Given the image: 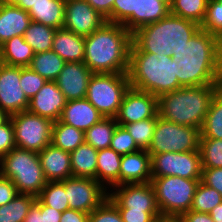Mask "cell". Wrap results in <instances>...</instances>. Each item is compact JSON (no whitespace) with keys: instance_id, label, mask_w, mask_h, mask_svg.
Wrapping results in <instances>:
<instances>
[{"instance_id":"44dd1931","label":"cell","mask_w":222,"mask_h":222,"mask_svg":"<svg viewBox=\"0 0 222 222\" xmlns=\"http://www.w3.org/2000/svg\"><path fill=\"white\" fill-rule=\"evenodd\" d=\"M151 155L145 149L122 155L119 185L151 182Z\"/></svg>"},{"instance_id":"b9f144b4","label":"cell","mask_w":222,"mask_h":222,"mask_svg":"<svg viewBox=\"0 0 222 222\" xmlns=\"http://www.w3.org/2000/svg\"><path fill=\"white\" fill-rule=\"evenodd\" d=\"M110 148L120 155L137 152L140 148L124 126L117 125L113 133Z\"/></svg>"},{"instance_id":"277c9868","label":"cell","mask_w":222,"mask_h":222,"mask_svg":"<svg viewBox=\"0 0 222 222\" xmlns=\"http://www.w3.org/2000/svg\"><path fill=\"white\" fill-rule=\"evenodd\" d=\"M177 60L170 56L130 52L128 77L130 87L146 91L159 97L162 94L178 90Z\"/></svg>"},{"instance_id":"db71d44e","label":"cell","mask_w":222,"mask_h":222,"mask_svg":"<svg viewBox=\"0 0 222 222\" xmlns=\"http://www.w3.org/2000/svg\"><path fill=\"white\" fill-rule=\"evenodd\" d=\"M41 214L43 215V222H60L62 212L41 202Z\"/></svg>"},{"instance_id":"60d3db41","label":"cell","mask_w":222,"mask_h":222,"mask_svg":"<svg viewBox=\"0 0 222 222\" xmlns=\"http://www.w3.org/2000/svg\"><path fill=\"white\" fill-rule=\"evenodd\" d=\"M201 29L219 36L222 33V0H209Z\"/></svg>"},{"instance_id":"30bf717a","label":"cell","mask_w":222,"mask_h":222,"mask_svg":"<svg viewBox=\"0 0 222 222\" xmlns=\"http://www.w3.org/2000/svg\"><path fill=\"white\" fill-rule=\"evenodd\" d=\"M18 148L39 153L51 144L53 121L39 115L22 111L10 115Z\"/></svg>"},{"instance_id":"ac0fdd59","label":"cell","mask_w":222,"mask_h":222,"mask_svg":"<svg viewBox=\"0 0 222 222\" xmlns=\"http://www.w3.org/2000/svg\"><path fill=\"white\" fill-rule=\"evenodd\" d=\"M93 72L84 62H66L56 79V84L67 101L86 97Z\"/></svg>"},{"instance_id":"6da1fadb","label":"cell","mask_w":222,"mask_h":222,"mask_svg":"<svg viewBox=\"0 0 222 222\" xmlns=\"http://www.w3.org/2000/svg\"><path fill=\"white\" fill-rule=\"evenodd\" d=\"M132 33L105 22L85 37L84 63L93 73H128Z\"/></svg>"},{"instance_id":"f5cc1de1","label":"cell","mask_w":222,"mask_h":222,"mask_svg":"<svg viewBox=\"0 0 222 222\" xmlns=\"http://www.w3.org/2000/svg\"><path fill=\"white\" fill-rule=\"evenodd\" d=\"M184 222H214L209 213H199L192 210L180 216Z\"/></svg>"},{"instance_id":"9c48e42d","label":"cell","mask_w":222,"mask_h":222,"mask_svg":"<svg viewBox=\"0 0 222 222\" xmlns=\"http://www.w3.org/2000/svg\"><path fill=\"white\" fill-rule=\"evenodd\" d=\"M200 138L201 129L179 125L158 116L147 152L154 155L168 152L200 151Z\"/></svg>"},{"instance_id":"91938a15","label":"cell","mask_w":222,"mask_h":222,"mask_svg":"<svg viewBox=\"0 0 222 222\" xmlns=\"http://www.w3.org/2000/svg\"><path fill=\"white\" fill-rule=\"evenodd\" d=\"M218 37V51H219V56L220 60L222 61V33L217 36Z\"/></svg>"},{"instance_id":"6f0895ef","label":"cell","mask_w":222,"mask_h":222,"mask_svg":"<svg viewBox=\"0 0 222 222\" xmlns=\"http://www.w3.org/2000/svg\"><path fill=\"white\" fill-rule=\"evenodd\" d=\"M36 1L37 0H19L16 5L25 11H29Z\"/></svg>"},{"instance_id":"8fae6325","label":"cell","mask_w":222,"mask_h":222,"mask_svg":"<svg viewBox=\"0 0 222 222\" xmlns=\"http://www.w3.org/2000/svg\"><path fill=\"white\" fill-rule=\"evenodd\" d=\"M152 177L178 176L201 179L202 162L200 151L168 152L151 155Z\"/></svg>"},{"instance_id":"f546056e","label":"cell","mask_w":222,"mask_h":222,"mask_svg":"<svg viewBox=\"0 0 222 222\" xmlns=\"http://www.w3.org/2000/svg\"><path fill=\"white\" fill-rule=\"evenodd\" d=\"M85 142L84 131L60 120L53 123L51 143L63 151L72 152Z\"/></svg>"},{"instance_id":"d6986e66","label":"cell","mask_w":222,"mask_h":222,"mask_svg":"<svg viewBox=\"0 0 222 222\" xmlns=\"http://www.w3.org/2000/svg\"><path fill=\"white\" fill-rule=\"evenodd\" d=\"M67 100L56 84V81H46L39 92L29 100L27 111L56 122Z\"/></svg>"},{"instance_id":"4fadbf2b","label":"cell","mask_w":222,"mask_h":222,"mask_svg":"<svg viewBox=\"0 0 222 222\" xmlns=\"http://www.w3.org/2000/svg\"><path fill=\"white\" fill-rule=\"evenodd\" d=\"M158 117V97L130 87L122 100L117 115L114 117L118 125L124 126Z\"/></svg>"},{"instance_id":"ab89813d","label":"cell","mask_w":222,"mask_h":222,"mask_svg":"<svg viewBox=\"0 0 222 222\" xmlns=\"http://www.w3.org/2000/svg\"><path fill=\"white\" fill-rule=\"evenodd\" d=\"M157 118H148L138 122L125 124V129L140 149L147 150L151 144Z\"/></svg>"},{"instance_id":"816d5d0a","label":"cell","mask_w":222,"mask_h":222,"mask_svg":"<svg viewBox=\"0 0 222 222\" xmlns=\"http://www.w3.org/2000/svg\"><path fill=\"white\" fill-rule=\"evenodd\" d=\"M23 222H43V215L41 214V201L38 198H36V201L30 207Z\"/></svg>"},{"instance_id":"680465c9","label":"cell","mask_w":222,"mask_h":222,"mask_svg":"<svg viewBox=\"0 0 222 222\" xmlns=\"http://www.w3.org/2000/svg\"><path fill=\"white\" fill-rule=\"evenodd\" d=\"M9 118L10 116L5 111L0 109V125L5 123Z\"/></svg>"},{"instance_id":"cb8c5ba5","label":"cell","mask_w":222,"mask_h":222,"mask_svg":"<svg viewBox=\"0 0 222 222\" xmlns=\"http://www.w3.org/2000/svg\"><path fill=\"white\" fill-rule=\"evenodd\" d=\"M30 22L28 11L17 5L0 4V46L14 36H24Z\"/></svg>"},{"instance_id":"d4e9b609","label":"cell","mask_w":222,"mask_h":222,"mask_svg":"<svg viewBox=\"0 0 222 222\" xmlns=\"http://www.w3.org/2000/svg\"><path fill=\"white\" fill-rule=\"evenodd\" d=\"M85 37L79 36L64 28L56 29L52 50L65 62L84 61Z\"/></svg>"},{"instance_id":"94428289","label":"cell","mask_w":222,"mask_h":222,"mask_svg":"<svg viewBox=\"0 0 222 222\" xmlns=\"http://www.w3.org/2000/svg\"><path fill=\"white\" fill-rule=\"evenodd\" d=\"M19 0H0V4L16 5Z\"/></svg>"},{"instance_id":"74e56055","label":"cell","mask_w":222,"mask_h":222,"mask_svg":"<svg viewBox=\"0 0 222 222\" xmlns=\"http://www.w3.org/2000/svg\"><path fill=\"white\" fill-rule=\"evenodd\" d=\"M222 202V195L214 188L200 181L193 197L190 210L199 213H209Z\"/></svg>"},{"instance_id":"7bdbcfd3","label":"cell","mask_w":222,"mask_h":222,"mask_svg":"<svg viewBox=\"0 0 222 222\" xmlns=\"http://www.w3.org/2000/svg\"><path fill=\"white\" fill-rule=\"evenodd\" d=\"M46 81L30 67H21L20 87L29 100L39 92Z\"/></svg>"},{"instance_id":"52a82bcc","label":"cell","mask_w":222,"mask_h":222,"mask_svg":"<svg viewBox=\"0 0 222 222\" xmlns=\"http://www.w3.org/2000/svg\"><path fill=\"white\" fill-rule=\"evenodd\" d=\"M129 88L127 73H93L85 98L103 117H115Z\"/></svg>"},{"instance_id":"bcb514c9","label":"cell","mask_w":222,"mask_h":222,"mask_svg":"<svg viewBox=\"0 0 222 222\" xmlns=\"http://www.w3.org/2000/svg\"><path fill=\"white\" fill-rule=\"evenodd\" d=\"M15 147L17 146L15 143L14 127L9 118L5 123L0 125V159Z\"/></svg>"},{"instance_id":"3957f363","label":"cell","mask_w":222,"mask_h":222,"mask_svg":"<svg viewBox=\"0 0 222 222\" xmlns=\"http://www.w3.org/2000/svg\"><path fill=\"white\" fill-rule=\"evenodd\" d=\"M222 84L181 87L158 97V116L183 126L201 129L215 93Z\"/></svg>"},{"instance_id":"f6af8a7d","label":"cell","mask_w":222,"mask_h":222,"mask_svg":"<svg viewBox=\"0 0 222 222\" xmlns=\"http://www.w3.org/2000/svg\"><path fill=\"white\" fill-rule=\"evenodd\" d=\"M123 222H155L161 215L159 210L118 209Z\"/></svg>"},{"instance_id":"7dc6e473","label":"cell","mask_w":222,"mask_h":222,"mask_svg":"<svg viewBox=\"0 0 222 222\" xmlns=\"http://www.w3.org/2000/svg\"><path fill=\"white\" fill-rule=\"evenodd\" d=\"M201 181L222 195V168L202 169Z\"/></svg>"},{"instance_id":"e575fe53","label":"cell","mask_w":222,"mask_h":222,"mask_svg":"<svg viewBox=\"0 0 222 222\" xmlns=\"http://www.w3.org/2000/svg\"><path fill=\"white\" fill-rule=\"evenodd\" d=\"M36 196L18 193L8 204L0 206V222H23Z\"/></svg>"},{"instance_id":"ffe728a7","label":"cell","mask_w":222,"mask_h":222,"mask_svg":"<svg viewBox=\"0 0 222 222\" xmlns=\"http://www.w3.org/2000/svg\"><path fill=\"white\" fill-rule=\"evenodd\" d=\"M175 60L192 62H222L218 51V37L199 29L188 40L180 55H173Z\"/></svg>"},{"instance_id":"9f6ffc18","label":"cell","mask_w":222,"mask_h":222,"mask_svg":"<svg viewBox=\"0 0 222 222\" xmlns=\"http://www.w3.org/2000/svg\"><path fill=\"white\" fill-rule=\"evenodd\" d=\"M155 222H184L180 216H160Z\"/></svg>"},{"instance_id":"ee69618b","label":"cell","mask_w":222,"mask_h":222,"mask_svg":"<svg viewBox=\"0 0 222 222\" xmlns=\"http://www.w3.org/2000/svg\"><path fill=\"white\" fill-rule=\"evenodd\" d=\"M88 222H123L117 206L107 198L89 214Z\"/></svg>"},{"instance_id":"11a10c76","label":"cell","mask_w":222,"mask_h":222,"mask_svg":"<svg viewBox=\"0 0 222 222\" xmlns=\"http://www.w3.org/2000/svg\"><path fill=\"white\" fill-rule=\"evenodd\" d=\"M209 215L214 222H222V202L219 203L215 208H213Z\"/></svg>"},{"instance_id":"8d00e7d4","label":"cell","mask_w":222,"mask_h":222,"mask_svg":"<svg viewBox=\"0 0 222 222\" xmlns=\"http://www.w3.org/2000/svg\"><path fill=\"white\" fill-rule=\"evenodd\" d=\"M37 198L44 205L52 207L59 212L69 209L68 198L65 193V180L47 182Z\"/></svg>"},{"instance_id":"9a60e30c","label":"cell","mask_w":222,"mask_h":222,"mask_svg":"<svg viewBox=\"0 0 222 222\" xmlns=\"http://www.w3.org/2000/svg\"><path fill=\"white\" fill-rule=\"evenodd\" d=\"M113 188L109 189L108 198L118 209L159 210L151 182L123 184Z\"/></svg>"},{"instance_id":"681fc988","label":"cell","mask_w":222,"mask_h":222,"mask_svg":"<svg viewBox=\"0 0 222 222\" xmlns=\"http://www.w3.org/2000/svg\"><path fill=\"white\" fill-rule=\"evenodd\" d=\"M99 14H101L106 22L111 23V12L115 0H86Z\"/></svg>"},{"instance_id":"1f68e13d","label":"cell","mask_w":222,"mask_h":222,"mask_svg":"<svg viewBox=\"0 0 222 222\" xmlns=\"http://www.w3.org/2000/svg\"><path fill=\"white\" fill-rule=\"evenodd\" d=\"M118 123L114 117H104L84 132L85 142L96 150L110 148L113 133Z\"/></svg>"},{"instance_id":"4dcf8cb0","label":"cell","mask_w":222,"mask_h":222,"mask_svg":"<svg viewBox=\"0 0 222 222\" xmlns=\"http://www.w3.org/2000/svg\"><path fill=\"white\" fill-rule=\"evenodd\" d=\"M66 62L53 50L34 54L30 68L47 81H56Z\"/></svg>"},{"instance_id":"7a4b0ae2","label":"cell","mask_w":222,"mask_h":222,"mask_svg":"<svg viewBox=\"0 0 222 222\" xmlns=\"http://www.w3.org/2000/svg\"><path fill=\"white\" fill-rule=\"evenodd\" d=\"M201 28L193 21L169 13L132 33L130 52L180 55L188 40Z\"/></svg>"},{"instance_id":"4316f807","label":"cell","mask_w":222,"mask_h":222,"mask_svg":"<svg viewBox=\"0 0 222 222\" xmlns=\"http://www.w3.org/2000/svg\"><path fill=\"white\" fill-rule=\"evenodd\" d=\"M121 157L111 148L98 150L96 180L105 188L119 185Z\"/></svg>"},{"instance_id":"7402d4cb","label":"cell","mask_w":222,"mask_h":222,"mask_svg":"<svg viewBox=\"0 0 222 222\" xmlns=\"http://www.w3.org/2000/svg\"><path fill=\"white\" fill-rule=\"evenodd\" d=\"M38 156L47 182L63 181L72 177L70 152L51 143L41 150Z\"/></svg>"},{"instance_id":"f35d334b","label":"cell","mask_w":222,"mask_h":222,"mask_svg":"<svg viewBox=\"0 0 222 222\" xmlns=\"http://www.w3.org/2000/svg\"><path fill=\"white\" fill-rule=\"evenodd\" d=\"M202 169L222 168V140L200 138Z\"/></svg>"},{"instance_id":"d6a6232c","label":"cell","mask_w":222,"mask_h":222,"mask_svg":"<svg viewBox=\"0 0 222 222\" xmlns=\"http://www.w3.org/2000/svg\"><path fill=\"white\" fill-rule=\"evenodd\" d=\"M55 28L31 21L24 33V40L32 47L34 54L52 50Z\"/></svg>"},{"instance_id":"d590c367","label":"cell","mask_w":222,"mask_h":222,"mask_svg":"<svg viewBox=\"0 0 222 222\" xmlns=\"http://www.w3.org/2000/svg\"><path fill=\"white\" fill-rule=\"evenodd\" d=\"M209 0H171L170 13L201 26Z\"/></svg>"},{"instance_id":"5bb4252c","label":"cell","mask_w":222,"mask_h":222,"mask_svg":"<svg viewBox=\"0 0 222 222\" xmlns=\"http://www.w3.org/2000/svg\"><path fill=\"white\" fill-rule=\"evenodd\" d=\"M106 19L86 0H66L63 28L87 37L99 29Z\"/></svg>"},{"instance_id":"83f0119b","label":"cell","mask_w":222,"mask_h":222,"mask_svg":"<svg viewBox=\"0 0 222 222\" xmlns=\"http://www.w3.org/2000/svg\"><path fill=\"white\" fill-rule=\"evenodd\" d=\"M33 56L32 47L24 36H14L0 46V60L8 66L29 67Z\"/></svg>"},{"instance_id":"f907efd6","label":"cell","mask_w":222,"mask_h":222,"mask_svg":"<svg viewBox=\"0 0 222 222\" xmlns=\"http://www.w3.org/2000/svg\"><path fill=\"white\" fill-rule=\"evenodd\" d=\"M88 218V213L68 209L62 212L60 222H88Z\"/></svg>"},{"instance_id":"603a6c76","label":"cell","mask_w":222,"mask_h":222,"mask_svg":"<svg viewBox=\"0 0 222 222\" xmlns=\"http://www.w3.org/2000/svg\"><path fill=\"white\" fill-rule=\"evenodd\" d=\"M103 118L100 112L83 98L67 101L59 120L85 132Z\"/></svg>"},{"instance_id":"6125c7cd","label":"cell","mask_w":222,"mask_h":222,"mask_svg":"<svg viewBox=\"0 0 222 222\" xmlns=\"http://www.w3.org/2000/svg\"><path fill=\"white\" fill-rule=\"evenodd\" d=\"M3 65V62L0 60V70H1V66Z\"/></svg>"},{"instance_id":"ba28073f","label":"cell","mask_w":222,"mask_h":222,"mask_svg":"<svg viewBox=\"0 0 222 222\" xmlns=\"http://www.w3.org/2000/svg\"><path fill=\"white\" fill-rule=\"evenodd\" d=\"M171 0H115L111 23L122 24L134 33L140 27L157 22L170 13Z\"/></svg>"},{"instance_id":"8992f818","label":"cell","mask_w":222,"mask_h":222,"mask_svg":"<svg viewBox=\"0 0 222 222\" xmlns=\"http://www.w3.org/2000/svg\"><path fill=\"white\" fill-rule=\"evenodd\" d=\"M201 179L178 176L152 177L157 206L162 216H181L191 208Z\"/></svg>"},{"instance_id":"2e32d148","label":"cell","mask_w":222,"mask_h":222,"mask_svg":"<svg viewBox=\"0 0 222 222\" xmlns=\"http://www.w3.org/2000/svg\"><path fill=\"white\" fill-rule=\"evenodd\" d=\"M21 67L3 64L0 70V109L9 116L27 111L29 99L20 87Z\"/></svg>"},{"instance_id":"e0dca14e","label":"cell","mask_w":222,"mask_h":222,"mask_svg":"<svg viewBox=\"0 0 222 222\" xmlns=\"http://www.w3.org/2000/svg\"><path fill=\"white\" fill-rule=\"evenodd\" d=\"M177 62L176 76L182 87L222 84V62Z\"/></svg>"},{"instance_id":"7c38bea8","label":"cell","mask_w":222,"mask_h":222,"mask_svg":"<svg viewBox=\"0 0 222 222\" xmlns=\"http://www.w3.org/2000/svg\"><path fill=\"white\" fill-rule=\"evenodd\" d=\"M65 193L69 209L90 214L108 198L109 190L95 179L72 176L65 179Z\"/></svg>"},{"instance_id":"f1b7e54d","label":"cell","mask_w":222,"mask_h":222,"mask_svg":"<svg viewBox=\"0 0 222 222\" xmlns=\"http://www.w3.org/2000/svg\"><path fill=\"white\" fill-rule=\"evenodd\" d=\"M97 153L98 150L86 142L70 152L72 176L96 180Z\"/></svg>"},{"instance_id":"484cf974","label":"cell","mask_w":222,"mask_h":222,"mask_svg":"<svg viewBox=\"0 0 222 222\" xmlns=\"http://www.w3.org/2000/svg\"><path fill=\"white\" fill-rule=\"evenodd\" d=\"M66 0H37L28 11L31 21L62 29Z\"/></svg>"},{"instance_id":"836d02e7","label":"cell","mask_w":222,"mask_h":222,"mask_svg":"<svg viewBox=\"0 0 222 222\" xmlns=\"http://www.w3.org/2000/svg\"><path fill=\"white\" fill-rule=\"evenodd\" d=\"M201 137L222 140V87L212 99L201 128Z\"/></svg>"},{"instance_id":"5b68a950","label":"cell","mask_w":222,"mask_h":222,"mask_svg":"<svg viewBox=\"0 0 222 222\" xmlns=\"http://www.w3.org/2000/svg\"><path fill=\"white\" fill-rule=\"evenodd\" d=\"M0 174L14 183L18 193L36 197L47 183L38 153L18 147L0 159Z\"/></svg>"},{"instance_id":"c3c4849f","label":"cell","mask_w":222,"mask_h":222,"mask_svg":"<svg viewBox=\"0 0 222 222\" xmlns=\"http://www.w3.org/2000/svg\"><path fill=\"white\" fill-rule=\"evenodd\" d=\"M18 194L14 183L0 174V206L8 204Z\"/></svg>"}]
</instances>
